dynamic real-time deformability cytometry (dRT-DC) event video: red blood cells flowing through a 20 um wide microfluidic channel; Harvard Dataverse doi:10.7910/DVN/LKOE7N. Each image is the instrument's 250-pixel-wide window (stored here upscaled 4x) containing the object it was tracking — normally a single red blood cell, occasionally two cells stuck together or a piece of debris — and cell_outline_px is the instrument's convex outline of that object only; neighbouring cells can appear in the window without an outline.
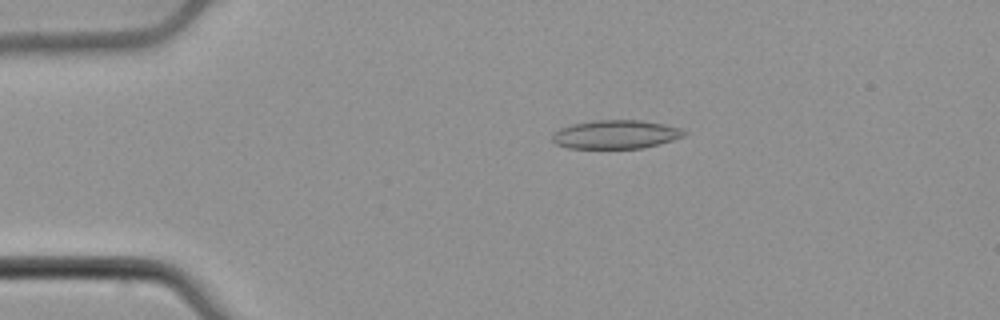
{"species": "common noctule bat (a hibernating species)", "species_latin": "Nyctalus noctula", "temperature_condition": "cold", "stored_images_in_passage": 53, "camera_frame_rate_fps": 3000, "um_per_image_px": 0.085, "animal": {"sex": "male", "body_mass_g": 21.5, "forearm_length_mm": 52.0}, "frame": {"image": 1, "passage_image": 11, "time_ms": 3.333, "image_size_px": [1000, 320], "cell_outline_px": [[688, 132], [684, 136], [660, 144], [644, 148], [568, 148], [556, 144], [552, 140], [552, 132], [560, 128], [572, 124], [596, 120], [640, 120], [664, 124], [680, 128]], "centroid_in_image_um": [52.34, 11.43], "position_along_channel_um": 32.7, "area_um2": 22.08}}
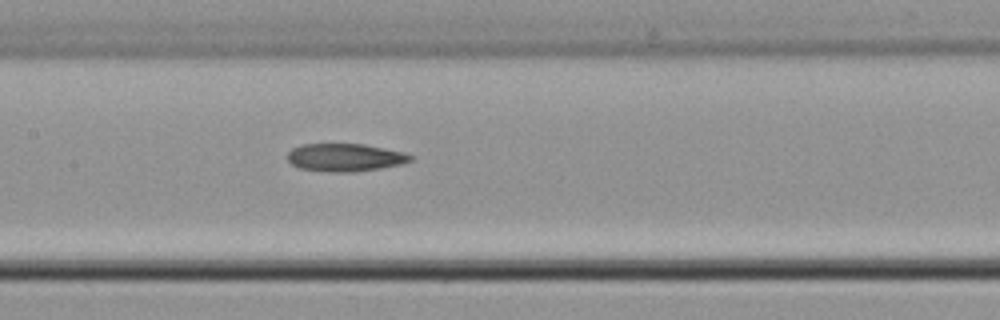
{"frame": {"image": 2, "passage_image": 26, "time_ms": 8.333, "image_size_px": [1000, 320], "cell_outline_px": [[412, 160], [404, 164], [380, 168], [352, 172], [332, 172], [300, 168], [292, 164], [288, 160], [288, 152], [292, 148], [300, 144], [364, 144], [404, 152], [412, 156]], "centroid_in_image_um": [29.34, 13.38], "position_along_channel_um": 178.1, "area_um2": 19.94}}
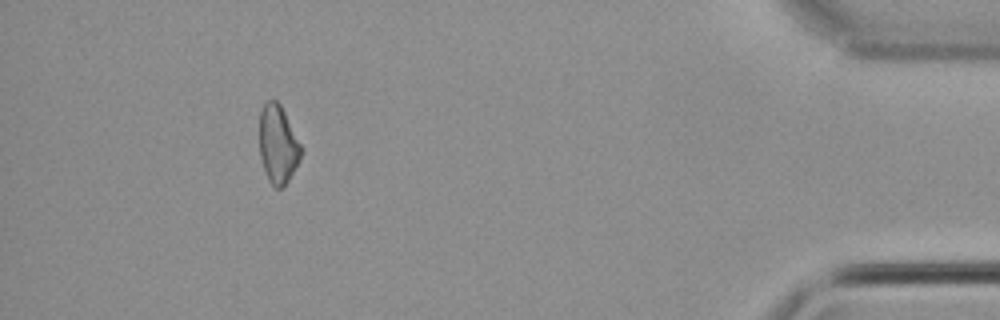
{"frame": {"image": 3, "passage_image": 49, "time_ms": 16.0, "image_size_px": [1000, 320], "cell_outline_px": [[304, 148], [300, 160], [288, 180], [280, 188], [272, 188], [268, 180], [260, 156], [260, 112], [264, 104], [268, 100], [276, 100], [280, 104]], "centroid_in_image_um": [23.65, 12.28], "position_along_channel_um": 411.6, "area_um2": 19.07}}